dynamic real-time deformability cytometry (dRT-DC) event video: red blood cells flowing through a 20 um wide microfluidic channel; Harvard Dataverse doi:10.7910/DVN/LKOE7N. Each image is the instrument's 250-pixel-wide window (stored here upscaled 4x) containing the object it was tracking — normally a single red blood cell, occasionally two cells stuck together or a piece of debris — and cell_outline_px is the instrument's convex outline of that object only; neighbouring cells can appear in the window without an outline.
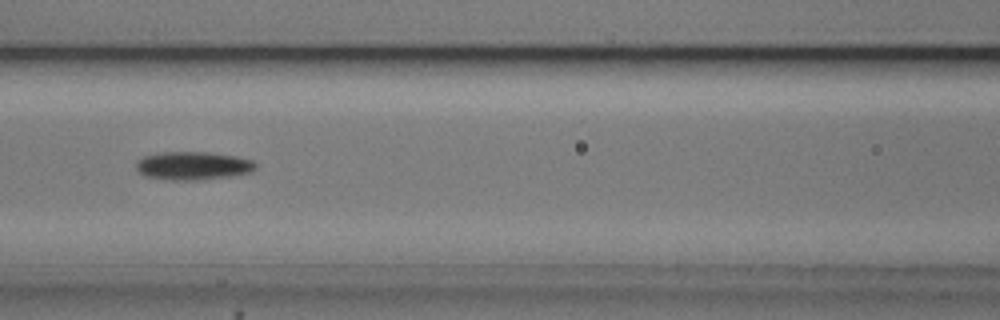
{"species": "common noctule bat (a hibernating species)", "species_latin": "Nyctalus noctula", "temperature_condition": "cold", "stored_images_in_passage": 53, "camera_frame_rate_fps": 3000, "um_per_image_px": 0.085, "animal": {"sex": "male", "body_mass_g": 20.5, "forearm_length_mm": 52.5}, "frame": {"image": 1, "passage_image": 23, "time_ms": 7.333, "image_size_px": [1000, 320], "cell_outline_px": [[256, 168], [252, 172], [232, 176], [200, 180], [164, 180], [144, 176], [136, 168], [136, 160], [144, 156], [164, 152], [208, 152], [236, 156], [252, 160], [256, 164]], "centroid_in_image_um": [16.4, 14.1], "position_along_channel_um": 150.2, "area_um2": 19.88}}
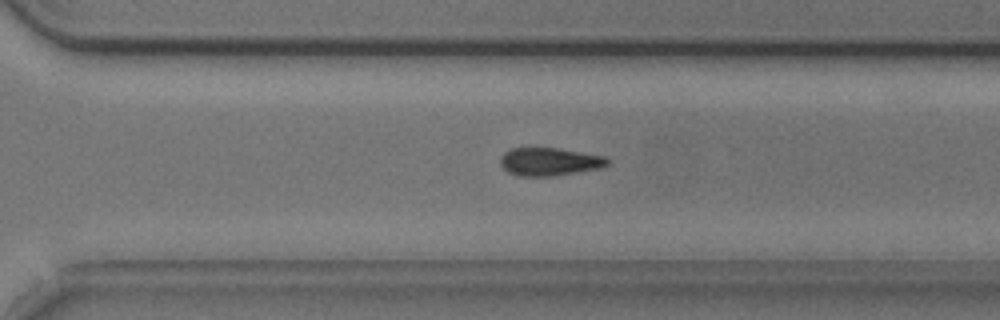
{"frame": {"image": 2, "passage_image": 37, "time_ms": 12.0, "image_size_px": [1000, 320], "cell_outline_px": [[608, 164], [600, 168], [552, 176], [520, 176], [508, 172], [500, 164], [500, 156], [504, 152], [512, 148], [560, 148], [604, 156], [608, 160]], "centroid_in_image_um": [46.67, 13.73], "position_along_channel_um": 323.9, "area_um2": 17.4}}
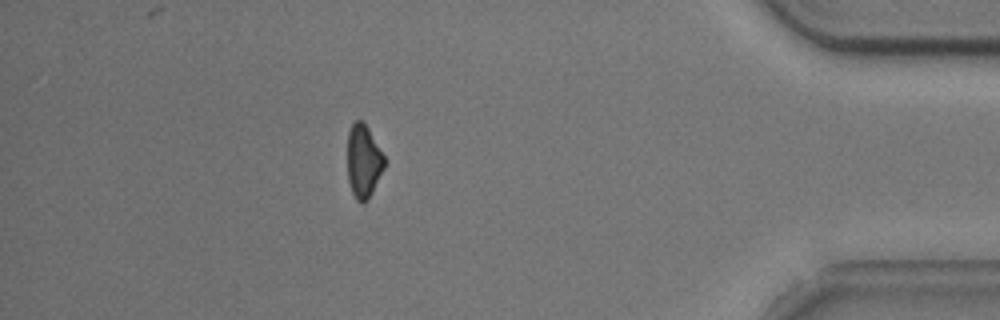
{"frame": {"image": 3, "passage_image": 47, "time_ms": 15.333, "image_size_px": [1000, 320], "cell_outline_px": [[384, 168], [368, 200], [364, 204], [360, 204], [356, 200], [352, 192], [348, 180], [348, 132], [352, 124], [356, 120], [360, 120], [368, 128], [384, 156]], "centroid_in_image_um": [30.88, 13.75], "position_along_channel_um": 404.3, "area_um2": 15.61}, "authors_computed_cell_mechanics": {"area_um2": 17.918, "velocity_mm_per_s": 3.7361, "shape_relaxation_time_tau1_ms": 2.3516, "shape_relaxation_time_tau2_ms": null, "deformation_change_tau1": 0.1078, "deformation_change_tau2": null}}